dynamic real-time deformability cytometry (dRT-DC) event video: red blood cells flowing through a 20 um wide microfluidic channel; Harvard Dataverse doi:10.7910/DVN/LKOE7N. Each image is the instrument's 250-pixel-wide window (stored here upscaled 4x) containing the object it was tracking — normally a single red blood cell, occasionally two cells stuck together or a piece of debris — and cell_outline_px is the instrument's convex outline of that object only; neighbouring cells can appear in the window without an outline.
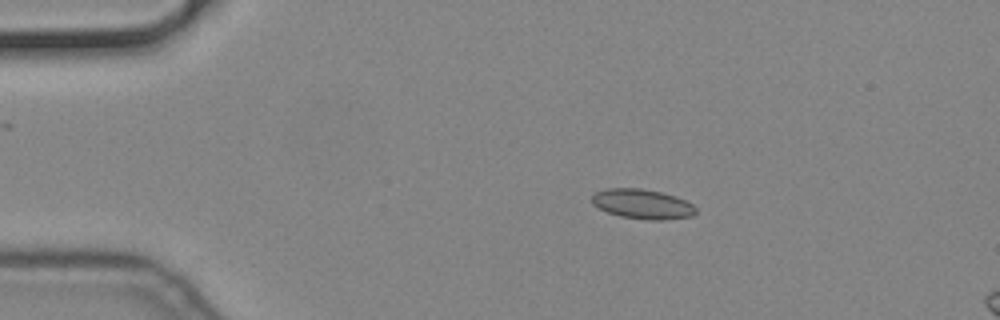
{"species": "common noctule bat (a hibernating species)", "species_latin": "Nyctalus noctula", "temperature_condition": "cold", "stored_images_in_passage": 4, "camera_frame_rate_fps": 3000, "um_per_image_px": 0.085, "animal": {"sex": "male", "body_mass_g": 19.2, "forearm_length_mm": 51.8}, "frame": {"image": 1, "passage_image": 1, "time_ms": 0.0, "image_size_px": [1000, 320], "cell_outline_px": [[696, 212], [692, 216], [664, 220], [648, 220], [620, 216], [608, 212], [592, 204], [592, 196], [596, 192], [604, 188], [640, 188], [660, 192], [676, 196], [692, 204], [696, 208]], "centroid_in_image_um": [54.6, 17.34], "position_along_channel_um": 30.4, "area_um2": 17.98}}
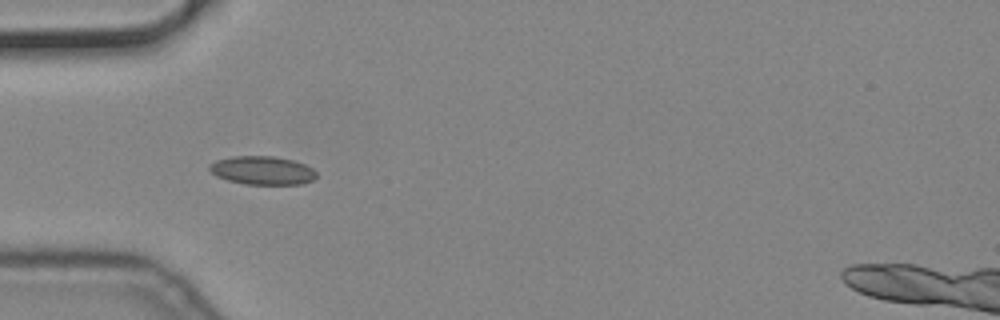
{"frame": {"image": 2, "passage_image": 3, "time_ms": 0.667, "image_size_px": [1000, 320], "cell_outline_px": [[316, 176], [312, 180], [300, 184], [244, 184], [228, 180], [216, 176], [208, 168], [208, 164], [216, 160], [232, 156], [272, 156], [292, 160], [304, 164], [312, 168], [316, 172]], "centroid_in_image_um": [22.27, 14.48], "position_along_channel_um": 62.7, "area_um2": 17.69}}
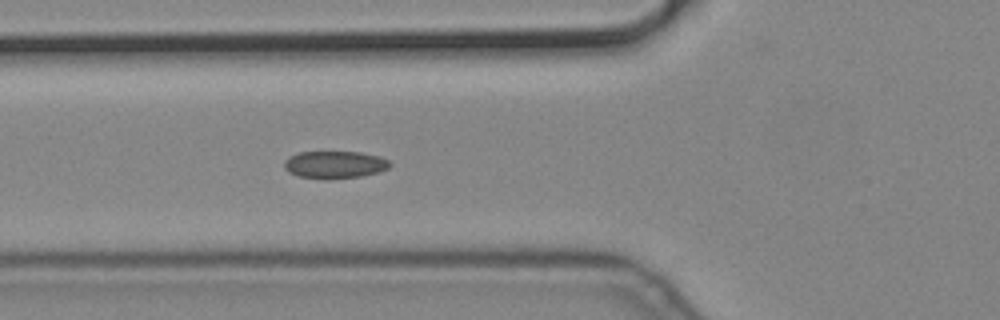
{"frame": {"image": 3, "passage_image": 4, "time_ms": 1.0, "image_size_px": [1000, 320], "cell_outline_px": [[392, 164], [388, 168], [380, 172], [360, 176], [328, 180], [324, 180], [300, 176], [288, 172], [284, 168], [284, 160], [288, 156], [300, 152], [360, 152], [380, 156], [388, 160]], "centroid_in_image_um": [28.44, 14.0], "position_along_channel_um": 97.4, "area_um2": 17.11}}